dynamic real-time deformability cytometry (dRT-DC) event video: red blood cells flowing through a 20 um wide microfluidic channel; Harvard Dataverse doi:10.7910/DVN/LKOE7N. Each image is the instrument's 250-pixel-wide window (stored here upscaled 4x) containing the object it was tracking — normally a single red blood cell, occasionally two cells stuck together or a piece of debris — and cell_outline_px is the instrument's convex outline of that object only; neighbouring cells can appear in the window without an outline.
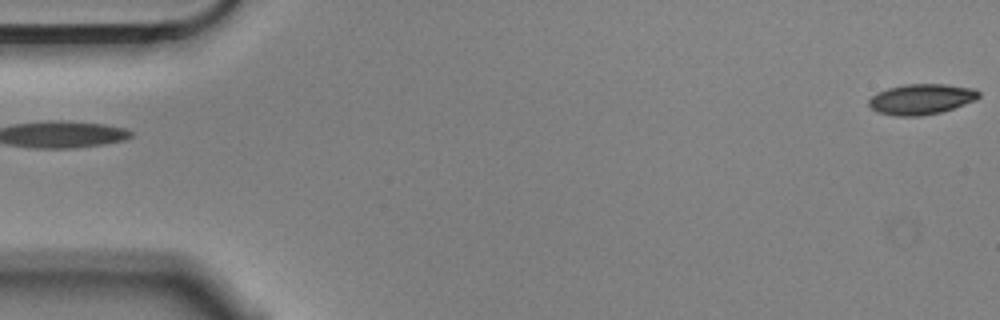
{"species": "Egyptian fruit bat (a non-hibernating species)", "species_latin": "Rousettus aegyptiacus", "temperature_condition": "cold", "stored_images_in_passage": 4, "segment_of_instrument_passage": [2, 2], "camera_frame_rate_fps": 3000, "um_per_image_px": 0.085, "animal": {"sex": "male"}, "frame": {"image": 1, "passage_image": 4, "time_ms": 1.0, "image_size_px": [1000, 320], "cell_outline_px": [[980, 96], [976, 100], [940, 112], [920, 116], [896, 116], [876, 112], [868, 104], [868, 100], [876, 92], [888, 88], [904, 84], [944, 84], [976, 88], [980, 92]], "centroid_in_image_um": [78.3, 8.42], "position_along_channel_um": 6.7, "area_um2": 19.65}}